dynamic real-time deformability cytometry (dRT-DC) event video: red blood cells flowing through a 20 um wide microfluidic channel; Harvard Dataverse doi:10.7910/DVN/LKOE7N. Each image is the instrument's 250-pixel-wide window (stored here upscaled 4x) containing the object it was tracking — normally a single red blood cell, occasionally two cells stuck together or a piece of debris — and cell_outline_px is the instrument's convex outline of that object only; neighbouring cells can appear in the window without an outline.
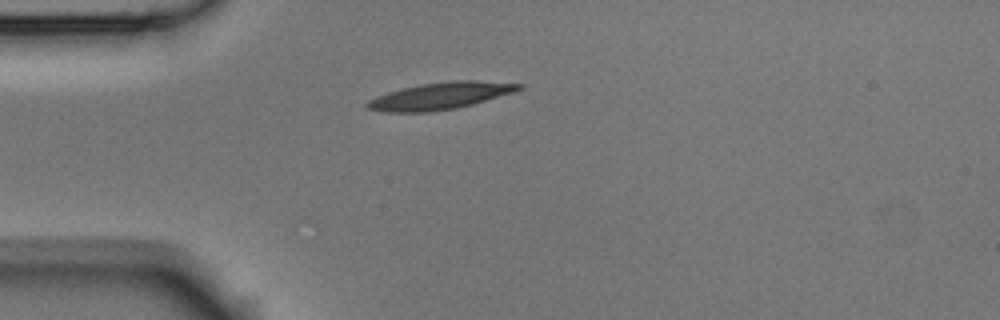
{"species": "Egyptian fruit bat (a non-hibernating species)", "species_latin": "Rousettus aegyptiacus", "temperature_condition": "room temperature", "stored_images_in_passage": 5, "camera_frame_rate_fps": 3000, "um_per_image_px": 0.085, "animal": {"sex": "male"}, "frame": {"image": 1, "passage_image": 4, "time_ms": 1.0, "image_size_px": [1000, 320], "cell_outline_px": [[524, 88], [516, 92], [472, 104], [456, 108], [428, 112], [384, 112], [368, 108], [364, 104], [368, 100], [376, 96], [388, 92], [404, 88], [424, 84], [456, 80], [476, 80], [524, 84]], "centroid_in_image_um": [37.47, 8.15], "position_along_channel_um": 47.5, "area_um2": 23.7}}